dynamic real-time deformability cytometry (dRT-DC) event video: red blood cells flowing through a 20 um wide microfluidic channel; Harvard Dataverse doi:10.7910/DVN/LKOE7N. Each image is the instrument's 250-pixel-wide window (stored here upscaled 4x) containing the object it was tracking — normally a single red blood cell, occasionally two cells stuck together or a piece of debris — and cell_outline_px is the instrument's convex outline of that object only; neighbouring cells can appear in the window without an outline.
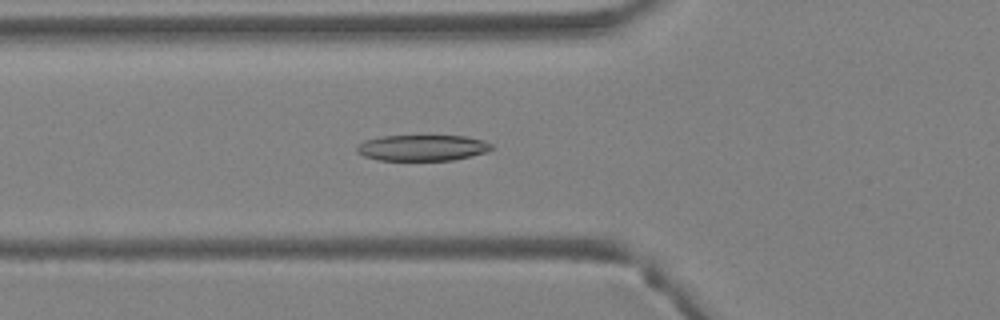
{"species": "Egyptian fruit bat (a non-hibernating species)", "species_latin": "Rousettus aegyptiacus", "temperature_condition": "warm", "stored_images_in_passage": 39, "camera_frame_rate_fps": 3000, "um_per_image_px": 0.085, "animal": {"sex": "female"}, "frame": {"image": 1, "passage_image": 13, "time_ms": 4.0, "image_size_px": [1000, 320], "cell_outline_px": [[492, 148], [488, 152], [472, 156], [452, 160], [380, 160], [364, 156], [356, 152], [356, 144], [364, 140], [380, 136], [464, 136], [484, 140], [492, 144]], "centroid_in_image_um": [35.88, 12.56], "position_along_channel_um": 89.9, "area_um2": 20.52}}
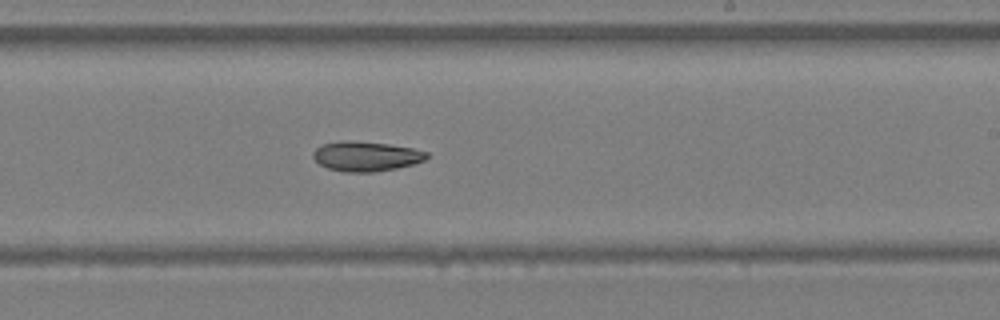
{"frame": {"image": 2, "passage_image": 23, "time_ms": 7.333, "image_size_px": [1000, 320], "cell_outline_px": [[428, 156], [424, 160], [412, 164], [396, 168], [376, 172], [344, 172], [328, 168], [320, 164], [312, 156], [312, 152], [320, 144], [388, 144], [412, 148], [428, 152]], "centroid_in_image_um": [31.15, 13.34], "position_along_channel_um": 257.9, "area_um2": 18.67}}
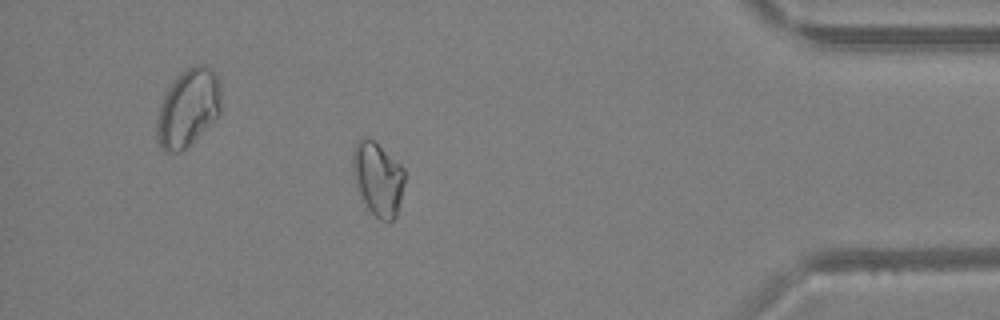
{"frame": {"image": 3, "passage_image": 34, "time_ms": 11.0, "image_size_px": [1000, 320], "cell_outline_px": [[404, 184], [396, 216], [388, 224], [380, 220], [364, 204], [356, 184], [352, 172], [352, 152], [356, 140], [364, 136], [372, 140], [400, 164], [404, 168]], "centroid_in_image_um": [32.1, 15.2], "position_along_channel_um": 403.1, "area_um2": 22.25}}